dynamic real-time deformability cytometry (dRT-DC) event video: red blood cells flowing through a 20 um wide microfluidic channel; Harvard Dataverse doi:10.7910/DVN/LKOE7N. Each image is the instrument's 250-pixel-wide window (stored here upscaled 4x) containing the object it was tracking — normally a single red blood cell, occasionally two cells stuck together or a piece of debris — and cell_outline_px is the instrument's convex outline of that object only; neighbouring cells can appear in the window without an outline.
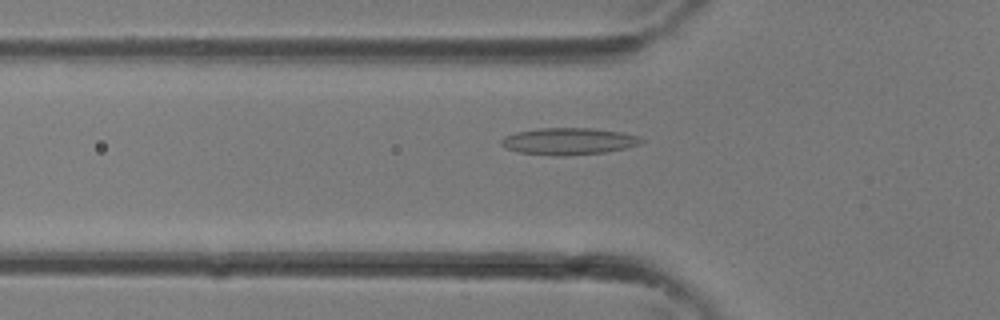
{"species": "common noctule bat (a hibernating species)", "species_latin": "Nyctalus noctula", "temperature_condition": "room temperature", "stored_images_in_passage": 30, "camera_frame_rate_fps": 3000, "um_per_image_px": 0.085, "animal": {"sex": "female"}, "frame": {"image": 1, "passage_image": 8, "time_ms": 2.333, "image_size_px": [1000, 320], "cell_outline_px": [[644, 140], [640, 144], [628, 148], [604, 152], [560, 156], [556, 156], [520, 152], [504, 148], [500, 144], [500, 140], [504, 136], [516, 132], [540, 128], [592, 128], [620, 132], [636, 136]], "centroid_in_image_um": [48.3, 12.01], "position_along_channel_um": 77.5, "area_um2": 21.85}}
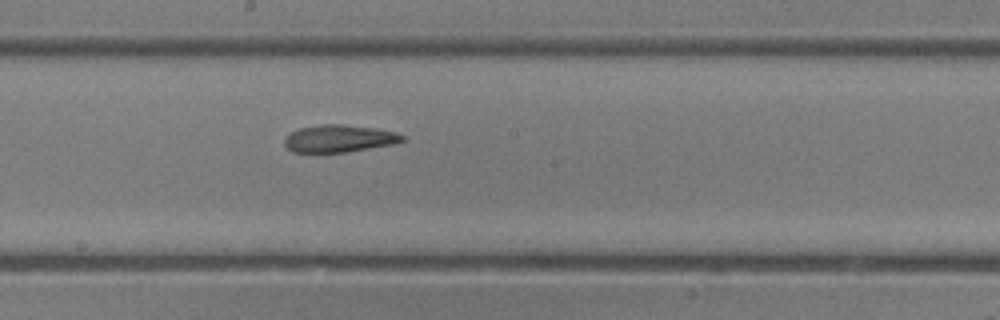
{"frame": {"image": 2, "passage_image": 15, "time_ms": 4.667, "image_size_px": [1000, 320], "cell_outline_px": [[408, 140], [396, 144], [344, 152], [292, 152], [284, 144], [284, 140], [292, 132], [300, 128], [320, 124], [344, 124], [372, 128], [396, 132], [404, 136]], "centroid_in_image_um": [28.87, 11.77], "position_along_channel_um": 219.3, "area_um2": 18.73}}
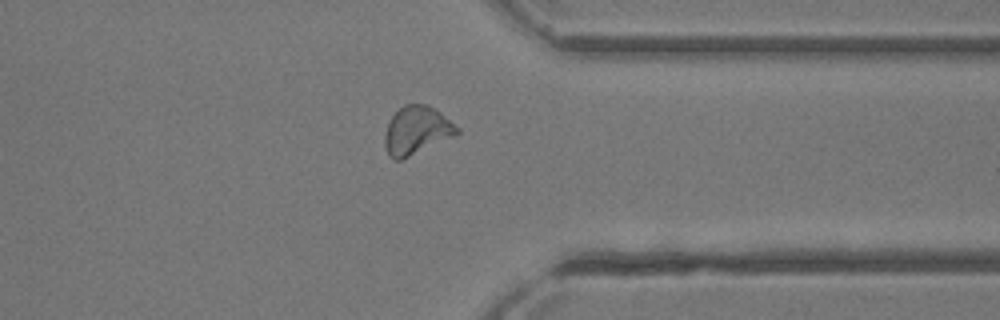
{"frame": {"image": 3, "passage_image": 23, "time_ms": 7.333, "image_size_px": [1000, 320], "cell_outline_px": [[460, 132], [456, 136], [400, 160], [392, 160], [388, 156], [384, 144], [384, 136], [388, 120], [404, 104], [428, 104], [440, 112], [460, 128]], "centroid_in_image_um": [35.41, 11.09], "position_along_channel_um": 376.0, "area_um2": 20.52}}